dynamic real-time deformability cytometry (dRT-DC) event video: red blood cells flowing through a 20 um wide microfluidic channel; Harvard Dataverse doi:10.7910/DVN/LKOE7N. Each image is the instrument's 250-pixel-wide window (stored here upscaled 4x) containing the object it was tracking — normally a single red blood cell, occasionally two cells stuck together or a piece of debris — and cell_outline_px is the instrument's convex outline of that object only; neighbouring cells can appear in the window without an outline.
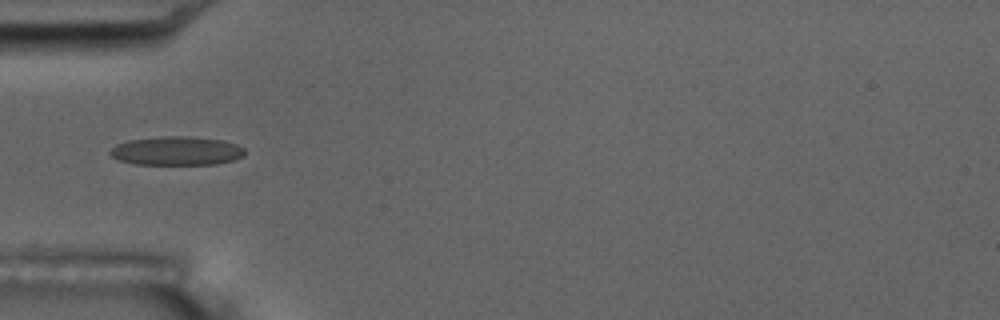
{"species": "common noctule bat (a hibernating species)", "species_latin": "Nyctalus noctula", "temperature_condition": "room temperature", "stored_images_in_passage": 17, "camera_frame_rate_fps": 3000, "um_per_image_px": 0.085, "animal": {"sex": "male", "body_mass_g": 17.5, "forearm_length_mm": 52.3}, "frame": {"image": 1, "passage_image": 6, "time_ms": 5.667, "image_size_px": [1000, 320], "cell_outline_px": [[244, 156], [232, 160], [216, 164], [136, 164], [120, 160], [112, 156], [108, 152], [116, 144], [128, 140], [160, 136], [184, 136], [224, 140], [236, 144], [244, 148]], "centroid_in_image_um": [15.01, 12.81], "position_along_channel_um": 70.0, "area_um2": 22.54}, "authors_computed_cell_mechanics": {"area_um2": 21.7906, "velocity_mm_per_s": 3.5585, "shape_relaxation_time_tau1_ms": 5.6877, "shape_relaxation_time_tau2_ms": 1.1725, "deformation_change_tau1": 0.1411, "deformation_change_tau2": 0.0734}}